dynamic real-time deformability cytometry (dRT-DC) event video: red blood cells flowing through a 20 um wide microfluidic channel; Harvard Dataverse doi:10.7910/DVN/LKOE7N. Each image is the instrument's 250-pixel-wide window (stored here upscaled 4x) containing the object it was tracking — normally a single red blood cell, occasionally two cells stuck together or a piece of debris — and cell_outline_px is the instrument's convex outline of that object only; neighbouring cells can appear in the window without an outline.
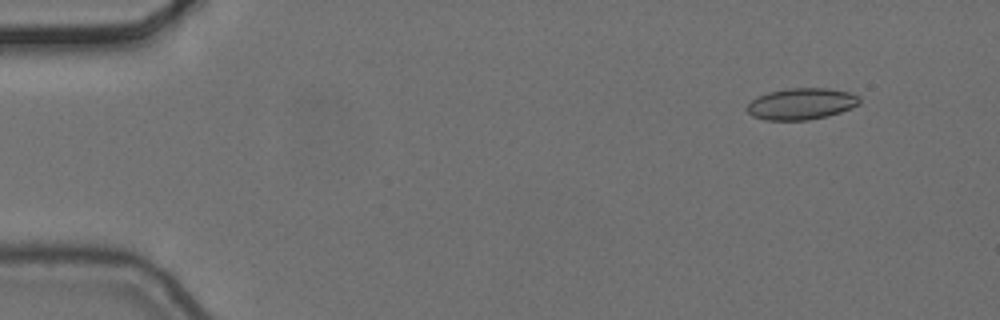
{"species": "common noctule bat (a hibernating species)", "species_latin": "Nyctalus noctula", "temperature_condition": "cold", "stored_images_in_passage": 3, "camera_frame_rate_fps": 3000, "um_per_image_px": 0.085, "animal": {"sex": "female", "body_mass_g": 24.6, "forearm_length_mm": 56.2}, "frame": {"image": 1, "passage_image": 2, "time_ms": 0.333, "image_size_px": [1000, 320], "cell_outline_px": [[860, 104], [852, 108], [828, 116], [808, 120], [764, 120], [752, 116], [748, 112], [748, 104], [756, 96], [768, 92], [788, 88], [828, 88], [848, 92], [860, 96]], "centroid_in_image_um": [68.13, 8.82], "position_along_channel_um": 16.9, "area_um2": 20.75}}